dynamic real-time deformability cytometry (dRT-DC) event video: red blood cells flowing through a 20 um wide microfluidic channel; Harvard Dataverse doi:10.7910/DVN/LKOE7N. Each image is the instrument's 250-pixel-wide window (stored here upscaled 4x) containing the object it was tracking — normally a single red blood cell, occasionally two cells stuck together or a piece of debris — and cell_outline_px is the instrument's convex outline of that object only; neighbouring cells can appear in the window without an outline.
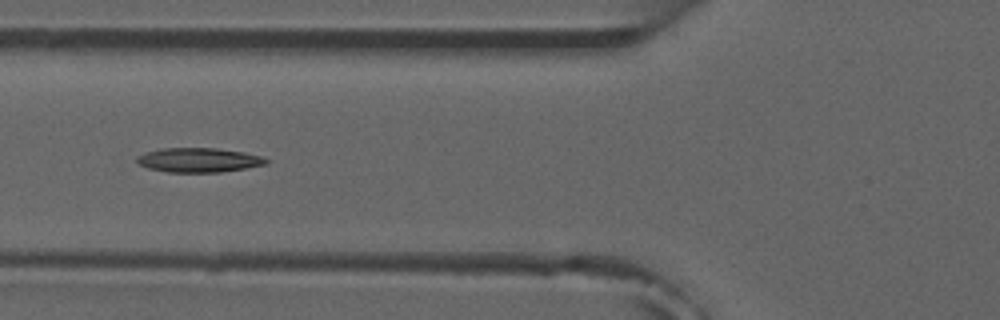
{"species": "common noctule bat (a hibernating species)", "species_latin": "Nyctalus noctula", "temperature_condition": "room temperature", "stored_images_in_passage": 5, "camera_frame_rate_fps": 3000, "um_per_image_px": 0.085, "animal": {"sex": "male", "forearm_length_mm": 52.5}, "frame": {"image": 1, "passage_image": 5, "time_ms": 5.667, "image_size_px": [1000, 320], "cell_outline_px": [[268, 164], [220, 172], [168, 172], [148, 168], [140, 164], [136, 160], [136, 156], [144, 152], [160, 148], [216, 148], [244, 152], [260, 156], [268, 160]], "centroid_in_image_um": [16.86, 13.59], "position_along_channel_um": 108.9, "area_um2": 18.32}}